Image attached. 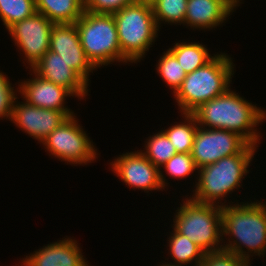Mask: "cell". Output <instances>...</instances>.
<instances>
[{"label":"cell","instance_id":"cell-1","mask_svg":"<svg viewBox=\"0 0 266 266\" xmlns=\"http://www.w3.org/2000/svg\"><path fill=\"white\" fill-rule=\"evenodd\" d=\"M250 201L222 206L221 218L223 250L251 263L253 256L266 257V201Z\"/></svg>","mask_w":266,"mask_h":266},{"label":"cell","instance_id":"cell-2","mask_svg":"<svg viewBox=\"0 0 266 266\" xmlns=\"http://www.w3.org/2000/svg\"><path fill=\"white\" fill-rule=\"evenodd\" d=\"M192 114L199 127L234 131L250 144L259 147L263 136L257 126L265 122L266 110L252 104V101L249 102L238 92L231 90V87L216 98L201 104Z\"/></svg>","mask_w":266,"mask_h":266},{"label":"cell","instance_id":"cell-3","mask_svg":"<svg viewBox=\"0 0 266 266\" xmlns=\"http://www.w3.org/2000/svg\"><path fill=\"white\" fill-rule=\"evenodd\" d=\"M258 147L248 144L240 153L225 156L215 163L198 169L193 195L189 196L200 203L218 206L231 205L225 200L235 189L243 188L242 183ZM246 176V177H245ZM225 197V198H224ZM224 201V202H223Z\"/></svg>","mask_w":266,"mask_h":266},{"label":"cell","instance_id":"cell-4","mask_svg":"<svg viewBox=\"0 0 266 266\" xmlns=\"http://www.w3.org/2000/svg\"><path fill=\"white\" fill-rule=\"evenodd\" d=\"M233 61L227 53L217 52L204 66L187 74L173 94L180 113H192L229 89L235 72Z\"/></svg>","mask_w":266,"mask_h":266},{"label":"cell","instance_id":"cell-5","mask_svg":"<svg viewBox=\"0 0 266 266\" xmlns=\"http://www.w3.org/2000/svg\"><path fill=\"white\" fill-rule=\"evenodd\" d=\"M119 45L130 63H138L155 43L160 29L149 1L138 0L113 14Z\"/></svg>","mask_w":266,"mask_h":266},{"label":"cell","instance_id":"cell-6","mask_svg":"<svg viewBox=\"0 0 266 266\" xmlns=\"http://www.w3.org/2000/svg\"><path fill=\"white\" fill-rule=\"evenodd\" d=\"M174 213L173 226L205 253L223 250L221 206L194 201L188 195Z\"/></svg>","mask_w":266,"mask_h":266},{"label":"cell","instance_id":"cell-7","mask_svg":"<svg viewBox=\"0 0 266 266\" xmlns=\"http://www.w3.org/2000/svg\"><path fill=\"white\" fill-rule=\"evenodd\" d=\"M75 24L82 48L96 69L114 62L130 64L121 52L112 14L84 11Z\"/></svg>","mask_w":266,"mask_h":266},{"label":"cell","instance_id":"cell-8","mask_svg":"<svg viewBox=\"0 0 266 266\" xmlns=\"http://www.w3.org/2000/svg\"><path fill=\"white\" fill-rule=\"evenodd\" d=\"M76 114L68 117L41 143L49 155L73 166L93 163L99 156L93 140L86 134ZM81 125V126H80ZM77 164V165H75Z\"/></svg>","mask_w":266,"mask_h":266},{"label":"cell","instance_id":"cell-9","mask_svg":"<svg viewBox=\"0 0 266 266\" xmlns=\"http://www.w3.org/2000/svg\"><path fill=\"white\" fill-rule=\"evenodd\" d=\"M54 23L36 12L33 16L12 25L7 31L14 46L31 69L49 50L51 31Z\"/></svg>","mask_w":266,"mask_h":266},{"label":"cell","instance_id":"cell-10","mask_svg":"<svg viewBox=\"0 0 266 266\" xmlns=\"http://www.w3.org/2000/svg\"><path fill=\"white\" fill-rule=\"evenodd\" d=\"M248 144L244 137L234 131L198 127L191 156L199 169L225 156L240 153Z\"/></svg>","mask_w":266,"mask_h":266},{"label":"cell","instance_id":"cell-11","mask_svg":"<svg viewBox=\"0 0 266 266\" xmlns=\"http://www.w3.org/2000/svg\"><path fill=\"white\" fill-rule=\"evenodd\" d=\"M113 160L110 163L111 171L128 188L144 190L145 193L164 190L160 180V168L153 165L140 150L122 153Z\"/></svg>","mask_w":266,"mask_h":266},{"label":"cell","instance_id":"cell-12","mask_svg":"<svg viewBox=\"0 0 266 266\" xmlns=\"http://www.w3.org/2000/svg\"><path fill=\"white\" fill-rule=\"evenodd\" d=\"M49 50L60 55L72 69L90 84V73L97 69L88 60L82 48L75 23L53 25Z\"/></svg>","mask_w":266,"mask_h":266},{"label":"cell","instance_id":"cell-13","mask_svg":"<svg viewBox=\"0 0 266 266\" xmlns=\"http://www.w3.org/2000/svg\"><path fill=\"white\" fill-rule=\"evenodd\" d=\"M17 99L13 106L12 123L40 144L68 118L62 111L39 108L24 100L20 103Z\"/></svg>","mask_w":266,"mask_h":266},{"label":"cell","instance_id":"cell-14","mask_svg":"<svg viewBox=\"0 0 266 266\" xmlns=\"http://www.w3.org/2000/svg\"><path fill=\"white\" fill-rule=\"evenodd\" d=\"M29 70L31 72L30 75L34 77L17 83L19 87L18 94H21L22 100L39 108L62 111L67 117L76 114L65 104L67 103L66 99L68 100L67 97H74L69 90L45 80L31 69Z\"/></svg>","mask_w":266,"mask_h":266},{"label":"cell","instance_id":"cell-15","mask_svg":"<svg viewBox=\"0 0 266 266\" xmlns=\"http://www.w3.org/2000/svg\"><path fill=\"white\" fill-rule=\"evenodd\" d=\"M243 0H188L184 26L192 30H212L226 23ZM228 18V19H227Z\"/></svg>","mask_w":266,"mask_h":266},{"label":"cell","instance_id":"cell-16","mask_svg":"<svg viewBox=\"0 0 266 266\" xmlns=\"http://www.w3.org/2000/svg\"><path fill=\"white\" fill-rule=\"evenodd\" d=\"M45 80L69 90L75 98L84 99L88 94V83L67 64L60 55L48 50L31 68Z\"/></svg>","mask_w":266,"mask_h":266},{"label":"cell","instance_id":"cell-17","mask_svg":"<svg viewBox=\"0 0 266 266\" xmlns=\"http://www.w3.org/2000/svg\"><path fill=\"white\" fill-rule=\"evenodd\" d=\"M22 257L18 266H90L79 243L66 236Z\"/></svg>","mask_w":266,"mask_h":266},{"label":"cell","instance_id":"cell-18","mask_svg":"<svg viewBox=\"0 0 266 266\" xmlns=\"http://www.w3.org/2000/svg\"><path fill=\"white\" fill-rule=\"evenodd\" d=\"M36 11L54 24L76 23L84 12V0H35Z\"/></svg>","mask_w":266,"mask_h":266},{"label":"cell","instance_id":"cell-19","mask_svg":"<svg viewBox=\"0 0 266 266\" xmlns=\"http://www.w3.org/2000/svg\"><path fill=\"white\" fill-rule=\"evenodd\" d=\"M168 238V255H171L170 264L182 266H199L205 256V252L187 236L179 234L174 228Z\"/></svg>","mask_w":266,"mask_h":266},{"label":"cell","instance_id":"cell-20","mask_svg":"<svg viewBox=\"0 0 266 266\" xmlns=\"http://www.w3.org/2000/svg\"><path fill=\"white\" fill-rule=\"evenodd\" d=\"M182 41L172 44L168 50L176 57L186 74L204 66L215 55L214 53L212 56L203 43Z\"/></svg>","mask_w":266,"mask_h":266},{"label":"cell","instance_id":"cell-21","mask_svg":"<svg viewBox=\"0 0 266 266\" xmlns=\"http://www.w3.org/2000/svg\"><path fill=\"white\" fill-rule=\"evenodd\" d=\"M182 122H174L162 131L172 142L177 153H191L198 124L192 113H181Z\"/></svg>","mask_w":266,"mask_h":266},{"label":"cell","instance_id":"cell-22","mask_svg":"<svg viewBox=\"0 0 266 266\" xmlns=\"http://www.w3.org/2000/svg\"><path fill=\"white\" fill-rule=\"evenodd\" d=\"M187 2L188 0H151L153 15L159 29L163 23L184 27Z\"/></svg>","mask_w":266,"mask_h":266},{"label":"cell","instance_id":"cell-23","mask_svg":"<svg viewBox=\"0 0 266 266\" xmlns=\"http://www.w3.org/2000/svg\"><path fill=\"white\" fill-rule=\"evenodd\" d=\"M144 142L145 149H140V151L153 165L159 168L177 153L162 129L153 133L152 136H148Z\"/></svg>","mask_w":266,"mask_h":266},{"label":"cell","instance_id":"cell-24","mask_svg":"<svg viewBox=\"0 0 266 266\" xmlns=\"http://www.w3.org/2000/svg\"><path fill=\"white\" fill-rule=\"evenodd\" d=\"M36 12L35 0H0V18L5 30Z\"/></svg>","mask_w":266,"mask_h":266},{"label":"cell","instance_id":"cell-25","mask_svg":"<svg viewBox=\"0 0 266 266\" xmlns=\"http://www.w3.org/2000/svg\"><path fill=\"white\" fill-rule=\"evenodd\" d=\"M156 63L157 75L165 82L167 86L173 91V94L181 86L186 77V73L176 57L167 49L159 56Z\"/></svg>","mask_w":266,"mask_h":266},{"label":"cell","instance_id":"cell-26","mask_svg":"<svg viewBox=\"0 0 266 266\" xmlns=\"http://www.w3.org/2000/svg\"><path fill=\"white\" fill-rule=\"evenodd\" d=\"M166 174L172 177L173 179H186L191 174L198 173V168L196 167L194 160L191 156V153H176L173 155L165 164L160 167V180L163 188L168 186L167 179L164 176V171ZM163 171V172H162Z\"/></svg>","mask_w":266,"mask_h":266},{"label":"cell","instance_id":"cell-27","mask_svg":"<svg viewBox=\"0 0 266 266\" xmlns=\"http://www.w3.org/2000/svg\"><path fill=\"white\" fill-rule=\"evenodd\" d=\"M6 73L0 71V120L8 119L11 122L13 106L19 93V87L14 89Z\"/></svg>","mask_w":266,"mask_h":266},{"label":"cell","instance_id":"cell-28","mask_svg":"<svg viewBox=\"0 0 266 266\" xmlns=\"http://www.w3.org/2000/svg\"><path fill=\"white\" fill-rule=\"evenodd\" d=\"M253 263L248 262L225 250L205 253L204 259L199 266H250Z\"/></svg>","mask_w":266,"mask_h":266},{"label":"cell","instance_id":"cell-29","mask_svg":"<svg viewBox=\"0 0 266 266\" xmlns=\"http://www.w3.org/2000/svg\"><path fill=\"white\" fill-rule=\"evenodd\" d=\"M138 0H84V11L99 14H115Z\"/></svg>","mask_w":266,"mask_h":266},{"label":"cell","instance_id":"cell-30","mask_svg":"<svg viewBox=\"0 0 266 266\" xmlns=\"http://www.w3.org/2000/svg\"><path fill=\"white\" fill-rule=\"evenodd\" d=\"M163 262V263H162ZM162 263V264H161ZM158 266H182V265H175V264H170V263H168V261L167 262H165V261H161L160 262V265L158 264Z\"/></svg>","mask_w":266,"mask_h":266}]
</instances>
